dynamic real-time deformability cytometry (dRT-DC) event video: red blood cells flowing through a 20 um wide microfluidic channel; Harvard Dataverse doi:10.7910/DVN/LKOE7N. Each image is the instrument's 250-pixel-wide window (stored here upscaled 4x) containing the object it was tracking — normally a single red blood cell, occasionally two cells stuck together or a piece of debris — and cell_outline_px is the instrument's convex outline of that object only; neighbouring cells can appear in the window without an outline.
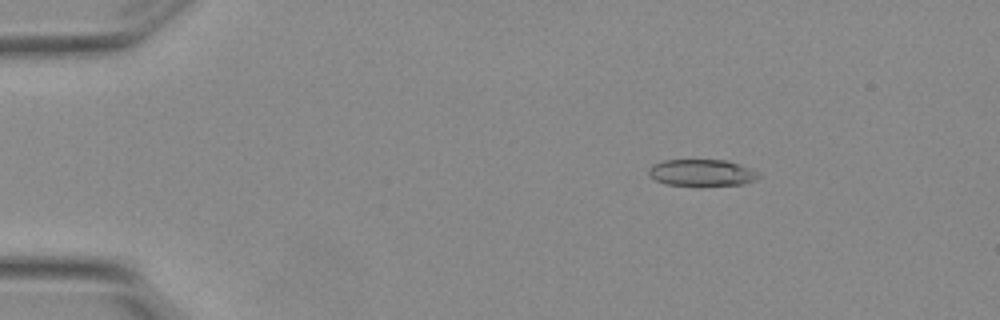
{"species": "Egyptian fruit bat (a non-hibernating species)", "species_latin": "Rousettus aegyptiacus", "temperature_condition": "warm", "stored_images_in_passage": 5, "camera_frame_rate_fps": 3000, "um_per_image_px": 0.085, "animal": {"sex": "female"}, "frame": {"image": 1, "passage_image": 3, "time_ms": 0.667, "image_size_px": [1000, 320], "cell_outline_px": [[760, 176], [756, 180], [744, 184], [700, 188], [696, 188], [664, 184], [656, 180], [648, 172], [648, 168], [652, 164], [664, 160], [728, 160], [740, 164], [760, 172]], "centroid_in_image_um": [59.68, 14.72], "position_along_channel_um": 25.3, "area_um2": 18.03}}